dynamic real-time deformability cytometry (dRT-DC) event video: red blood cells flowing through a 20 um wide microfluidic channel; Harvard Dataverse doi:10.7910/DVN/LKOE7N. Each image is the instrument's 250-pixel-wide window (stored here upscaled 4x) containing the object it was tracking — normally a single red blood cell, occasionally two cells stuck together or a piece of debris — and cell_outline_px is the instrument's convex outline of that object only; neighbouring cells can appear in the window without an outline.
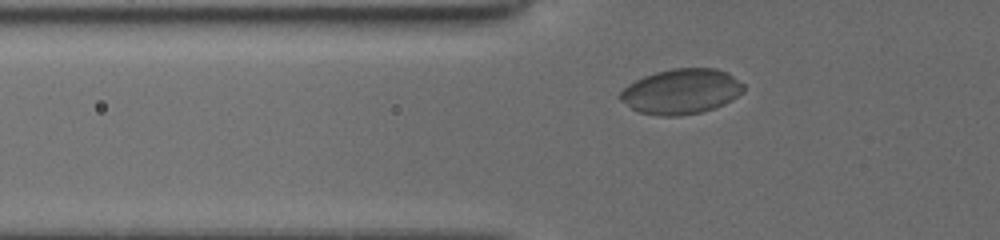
{"species": "common noctule bat (a hibernating species)", "species_latin": "Nyctalus noctula", "temperature_condition": "cold", "stored_images_in_passage": 43, "camera_frame_rate_fps": 3000, "um_per_image_px": 0.085, "animal": {"sex": "female", "body_mass_g": 19.5, "forearm_length_mm": 54.1}, "frame": {"image": 1, "passage_image": 9, "time_ms": 2.667, "image_size_px": [1000, 240], "cell_outline_px": [[744, 92], [732, 100], [724, 104], [700, 112], [676, 116], [660, 116], [640, 112], [632, 108], [620, 100], [616, 96], [628, 84], [644, 76], [656, 72], [672, 68], [716, 68], [728, 72], [744, 84]], "centroid_in_image_um": [57.91, 7.76], "position_along_channel_um": 67.9, "area_um2": 32.54}}
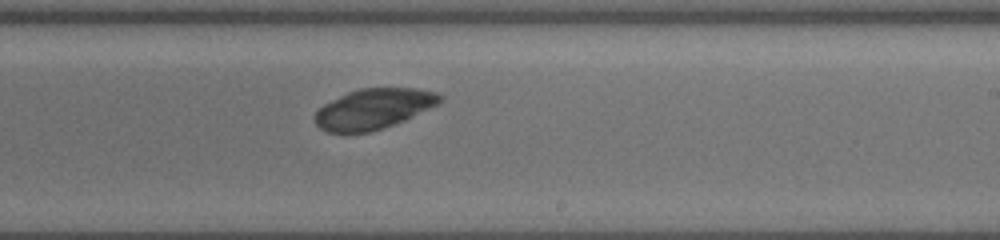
{"frame": {"image": 2, "passage_image": 24, "time_ms": 7.667, "image_size_px": [1000, 240], "cell_outline_px": [[444, 100], [440, 104], [404, 120], [368, 132], [328, 132], [320, 128], [316, 124], [312, 116], [324, 104], [348, 92], [360, 88], [416, 88], [440, 92], [444, 96]], "centroid_in_image_um": [31.8, 9.23], "position_along_channel_um": 257.2, "area_um2": 29.36}}
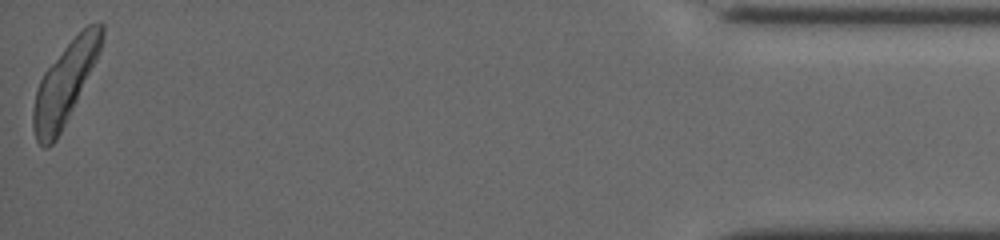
{"frame": {"image": 3, "passage_image": 43, "time_ms": 14.0, "image_size_px": [1000, 240], "cell_outline_px": [[104, 40], [100, 52], [56, 140], [48, 148], [44, 148], [36, 140], [32, 128], [32, 112], [36, 88], [44, 72], [64, 48], [88, 24], [104, 24]], "centroid_in_image_um": [5.49, 7.11], "position_along_channel_um": 429.7, "area_um2": 31.44}}